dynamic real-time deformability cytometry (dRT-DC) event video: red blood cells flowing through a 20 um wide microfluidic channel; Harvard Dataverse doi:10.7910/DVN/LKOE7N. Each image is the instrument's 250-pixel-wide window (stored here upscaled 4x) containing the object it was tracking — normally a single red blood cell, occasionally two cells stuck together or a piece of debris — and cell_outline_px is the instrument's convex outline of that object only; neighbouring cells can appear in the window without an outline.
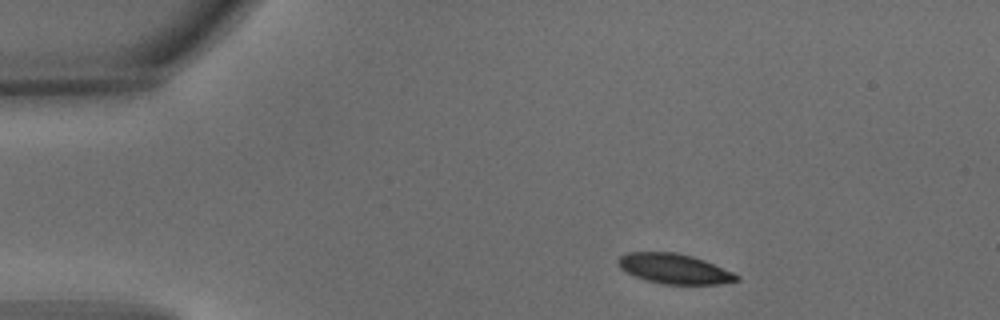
{"species": "common noctule bat (a hibernating species)", "species_latin": "Nyctalus noctula", "temperature_condition": "warm", "stored_images_in_passage": 4, "segment_of_instrument_passage": [1, 2], "camera_frame_rate_fps": 3000, "um_per_image_px": 0.085, "animal": {"sex": "male", "body_mass_g": 15.6}, "frame": {"image": 1, "passage_image": 1, "time_ms": 0.0, "image_size_px": [1000, 320], "cell_outline_px": [[740, 280], [720, 284], [664, 284], [644, 280], [624, 272], [616, 264], [616, 260], [620, 256], [628, 252], [676, 252], [692, 256], [704, 260], [732, 272], [740, 276]], "centroid_in_image_um": [57.26, 22.84], "position_along_channel_um": 27.7, "area_um2": 20.87}}